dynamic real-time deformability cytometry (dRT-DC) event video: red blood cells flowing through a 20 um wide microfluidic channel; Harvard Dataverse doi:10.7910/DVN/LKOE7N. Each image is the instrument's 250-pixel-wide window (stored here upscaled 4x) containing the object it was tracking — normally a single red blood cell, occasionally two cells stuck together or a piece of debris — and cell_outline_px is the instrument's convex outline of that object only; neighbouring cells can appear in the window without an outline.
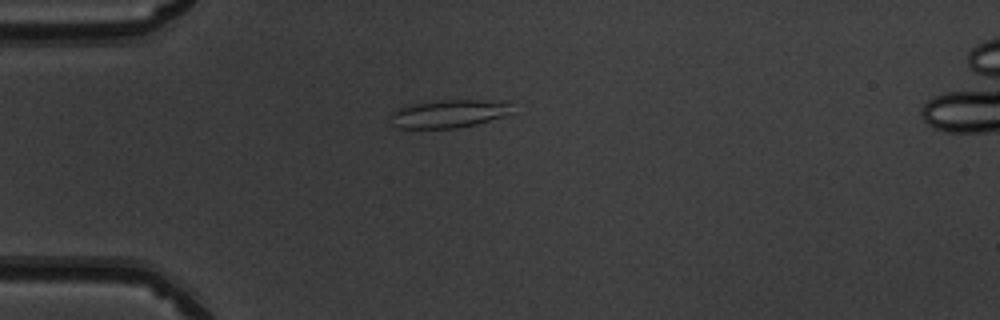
{"species": "common noctule bat (a hibernating species)", "species_latin": "Nyctalus noctula", "temperature_condition": "warm", "stored_images_in_passage": 40, "camera_frame_rate_fps": 3000, "um_per_image_px": 0.085, "animal": {"sex": "male", "body_mass_g": 19.5, "forearm_length_mm": 54.6}, "frame": {"image": 1, "passage_image": 3, "time_ms": 0.667, "image_size_px": [1000, 320], "cell_outline_px": [[512, 104], [500, 116], [476, 124], [456, 128], [400, 128], [388, 124], [388, 116], [392, 112], [408, 104], [440, 100], [508, 100]], "centroid_in_image_um": [38.01, 9.65], "position_along_channel_um": 47.0, "area_um2": 19.83}}
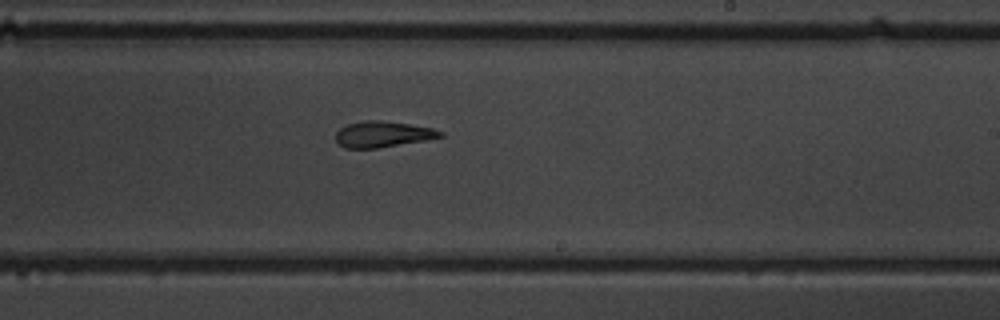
{"frame": {"image": 2, "passage_image": 20, "time_ms": 6.333, "image_size_px": [1000, 320], "cell_outline_px": [[444, 136], [424, 140], [376, 148], [344, 148], [336, 144], [336, 132], [340, 128], [348, 124], [368, 120], [380, 120], [408, 124], [432, 128], [444, 132]], "centroid_in_image_um": [32.5, 11.41], "position_along_channel_um": 256.5, "area_um2": 15.66}}
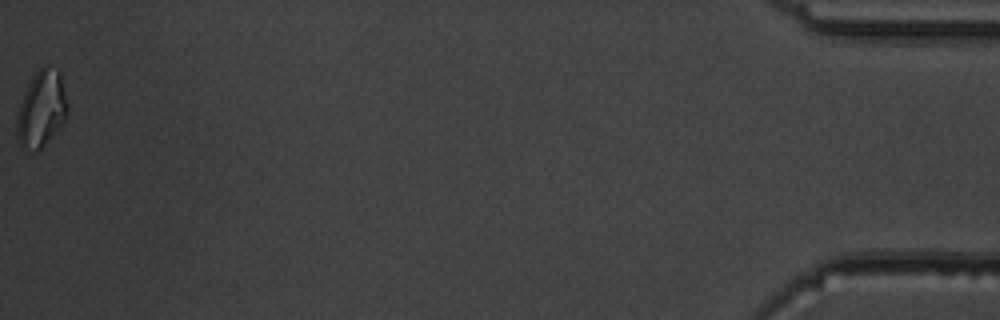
{"frame": {"image": 3, "passage_image": 40, "time_ms": 13.0, "image_size_px": [1000, 320], "cell_outline_px": [[68, 112], [64, 120], [44, 144], [36, 152], [32, 152], [24, 148], [20, 144], [16, 132], [16, 120], [20, 104], [28, 84], [36, 72], [44, 64], [48, 64], [56, 68], [60, 72], [68, 104]], "centroid_in_image_um": [3.53, 9.22], "position_along_channel_um": 431.7, "area_um2": 22.37}, "authors_computed_cell_mechanics": {"area_um2": 16.8198, "velocity_mm_per_s": 4.0406, "shape_relaxation_time_tau1_ms": null, "shape_relaxation_time_tau2_ms": 4.2839, "deformation_change_tau1": null, "deformation_change_tau2": 0.1429}}